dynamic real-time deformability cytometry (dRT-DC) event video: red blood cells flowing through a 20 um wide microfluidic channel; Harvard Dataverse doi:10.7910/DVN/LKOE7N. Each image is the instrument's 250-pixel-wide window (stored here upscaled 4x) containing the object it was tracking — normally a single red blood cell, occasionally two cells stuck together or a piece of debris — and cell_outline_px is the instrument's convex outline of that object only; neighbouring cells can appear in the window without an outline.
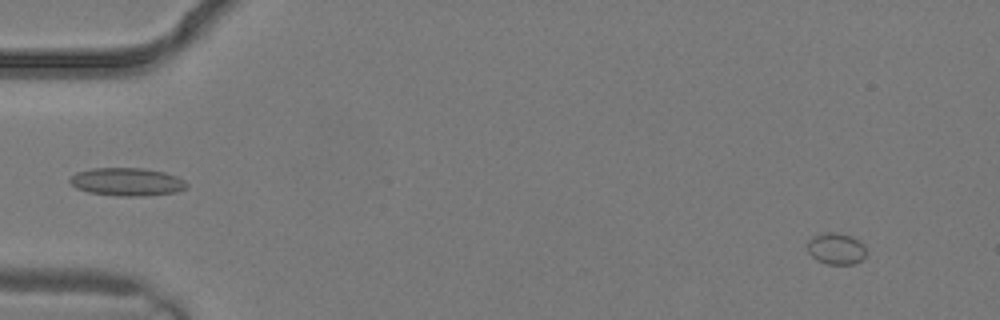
{"species": "common noctule bat (a hibernating species)", "species_latin": "Nyctalus noctula", "temperature_condition": "warm", "stored_images_in_passage": 3, "camera_frame_rate_fps": 3000, "um_per_image_px": 0.085, "animal": {"sex": "male", "body_mass_g": 19.2, "forearm_length_mm": 51.8}, "frame": {"image": 1, "passage_image": 3, "time_ms": 0.667, "image_size_px": [1000, 320], "cell_outline_px": [[864, 256], [860, 260], [852, 264], [828, 264], [816, 260], [808, 252], [808, 240], [812, 236], [828, 232], [832, 232], [852, 236], [860, 240], [864, 244]], "centroid_in_image_um": [71.05, 21.12], "position_along_channel_um": 14.0, "area_um2": 10.69}}